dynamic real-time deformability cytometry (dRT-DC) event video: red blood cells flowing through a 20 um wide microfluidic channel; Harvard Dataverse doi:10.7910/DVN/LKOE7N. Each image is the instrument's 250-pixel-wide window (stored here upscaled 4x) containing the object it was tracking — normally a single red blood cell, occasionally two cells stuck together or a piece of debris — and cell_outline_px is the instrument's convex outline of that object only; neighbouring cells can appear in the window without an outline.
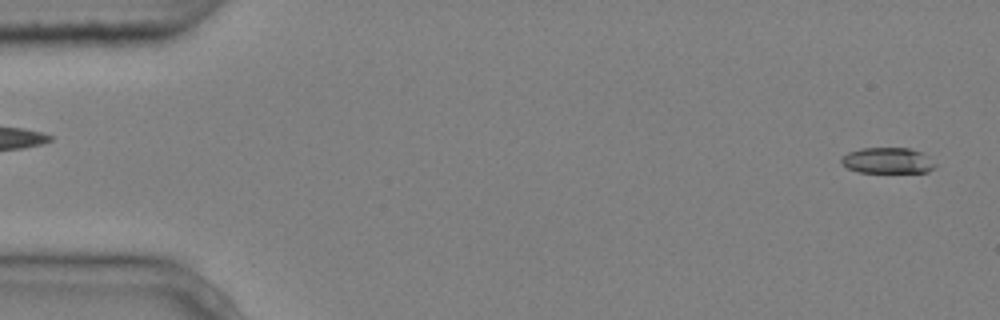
{"species": "common noctule bat (a hibernating species)", "species_latin": "Nyctalus noctula", "temperature_condition": "cold", "stored_images_in_passage": 2, "segment_of_instrument_passage": [2, 2], "camera_frame_rate_fps": 3000, "um_per_image_px": 0.085, "animal": {"sex": "male", "body_mass_g": 20.4}, "frame": {"image": 1, "passage_image": 2, "time_ms": 0.333, "image_size_px": [1000, 320], "cell_outline_px": [[936, 164], [928, 172], [860, 172], [848, 168], [840, 160], [840, 156], [848, 152], [860, 148], [908, 148], [920, 152]], "centroid_in_image_um": [75.39, 13.64], "position_along_channel_um": 9.6, "area_um2": 13.93}}